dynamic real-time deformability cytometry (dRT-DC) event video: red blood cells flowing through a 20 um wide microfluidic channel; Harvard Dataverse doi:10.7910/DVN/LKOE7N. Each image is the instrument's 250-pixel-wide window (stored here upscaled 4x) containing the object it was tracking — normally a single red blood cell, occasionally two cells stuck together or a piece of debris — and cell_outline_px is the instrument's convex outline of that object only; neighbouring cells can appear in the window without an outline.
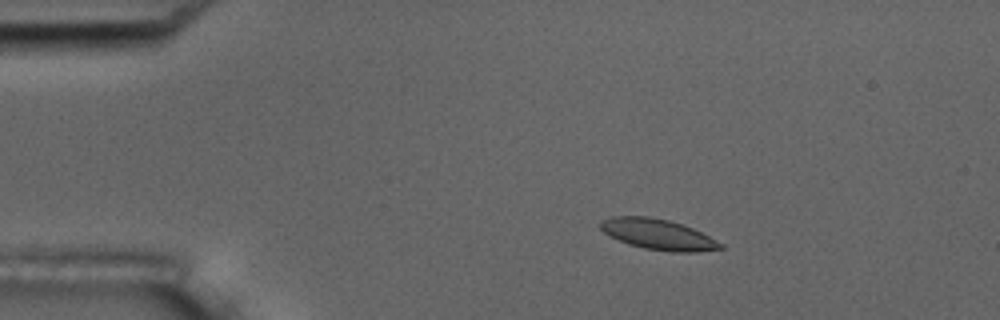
{"species": "common noctule bat (a hibernating species)", "species_latin": "Nyctalus noctula", "temperature_condition": "room temperature", "stored_images_in_passage": 5, "camera_frame_rate_fps": 3000, "um_per_image_px": 0.085, "animal": {"sex": "male", "body_mass_g": 17.5, "forearm_length_mm": 52.3}, "frame": {"image": 1, "passage_image": 3, "time_ms": 2.333, "image_size_px": [1000, 320], "cell_outline_px": [[724, 248], [696, 252], [676, 252], [644, 248], [628, 244], [604, 232], [596, 224], [600, 220], [612, 216], [648, 216], [668, 220], [692, 228], [724, 244]], "centroid_in_image_um": [55.9, 19.91], "position_along_channel_um": 29.1, "area_um2": 21.27}}